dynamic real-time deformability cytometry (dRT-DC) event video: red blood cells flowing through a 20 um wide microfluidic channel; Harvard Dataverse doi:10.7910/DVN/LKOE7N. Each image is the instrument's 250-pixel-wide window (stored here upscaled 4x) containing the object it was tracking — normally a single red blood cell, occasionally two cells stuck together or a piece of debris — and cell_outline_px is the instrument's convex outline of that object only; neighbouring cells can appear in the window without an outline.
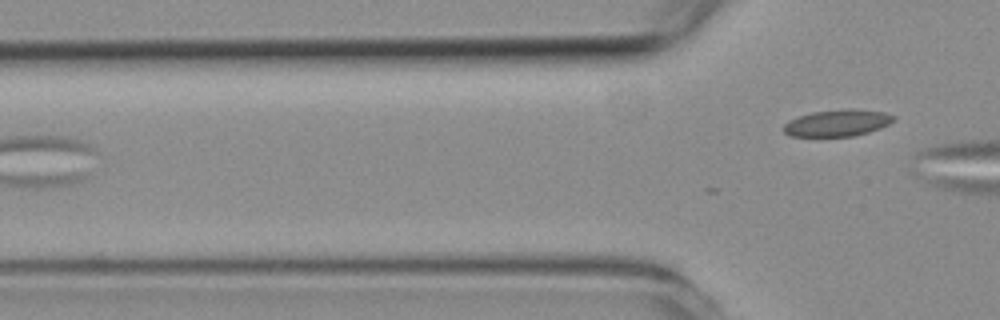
{"species": "common noctule bat (a hibernating species)", "species_latin": "Nyctalus noctula", "temperature_condition": "room temperature", "stored_images_in_passage": 5, "camera_frame_rate_fps": 3000, "um_per_image_px": 0.085, "animal": {"sex": "female", "body_mass_g": 19.3, "forearm_length_mm": 54.1}, "frame": {"image": 1, "passage_image": 5, "time_ms": 4.667, "image_size_px": [1000, 320], "cell_outline_px": [[896, 120], [880, 128], [868, 132], [852, 136], [792, 136], [784, 132], [784, 124], [788, 120], [812, 112], [848, 108], [852, 108], [884, 112], [896, 116]], "centroid_in_image_um": [71.21, 10.44], "position_along_channel_um": 54.6, "area_um2": 17.11}}